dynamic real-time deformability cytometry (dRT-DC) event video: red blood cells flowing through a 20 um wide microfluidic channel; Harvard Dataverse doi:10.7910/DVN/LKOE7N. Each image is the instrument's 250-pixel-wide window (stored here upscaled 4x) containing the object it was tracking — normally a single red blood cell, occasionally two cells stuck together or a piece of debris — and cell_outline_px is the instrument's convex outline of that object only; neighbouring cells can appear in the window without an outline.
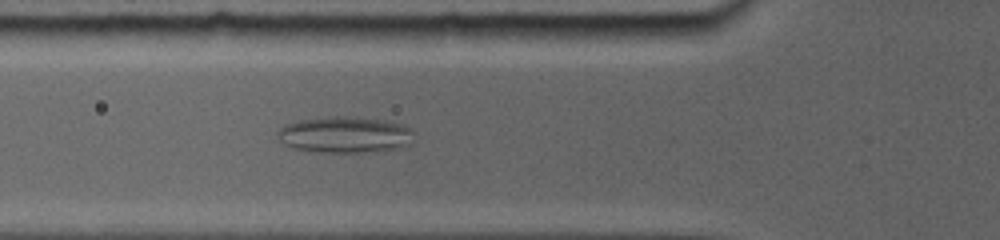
{"species": "common noctule bat (a hibernating species)", "species_latin": "Nyctalus noctula", "temperature_condition": "room temperature", "stored_images_in_passage": 74, "camera_frame_rate_fps": 5000, "um_per_image_px": 0.085, "animal": {"sex": "female", "body_mass_g": 19.0, "forearm_length_mm": 56.7}, "frame": {"image": 1, "passage_image": 27, "time_ms": 6.6, "image_size_px": [1000, 240], "cell_outline_px": [[404, 132], [396, 144], [392, 148], [356, 152], [320, 152], [296, 148], [288, 144], [280, 132], [288, 124], [304, 120], [332, 116], [344, 116], [376, 120], [396, 124], [404, 128]], "centroid_in_image_um": [29.08, 11.44], "position_along_channel_um": 96.7, "area_um2": 25.55}}
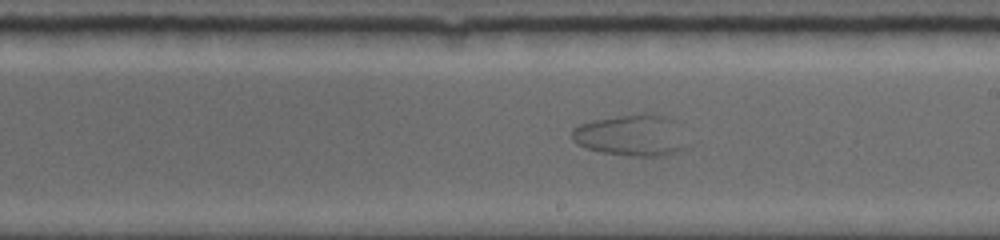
{"frame": {"image": 2, "passage_image": 43, "time_ms": 10.6, "image_size_px": [1000, 240], "cell_outline_px": [[684, 148], [680, 152], [664, 156], [628, 156], [600, 152], [584, 148], [576, 144], [572, 140], [572, 128], [580, 124], [596, 120], [616, 116], [644, 112], [668, 116], [672, 120]], "centroid_in_image_um": [53.56, 11.51], "position_along_channel_um": 235.4, "area_um2": 27.46}}
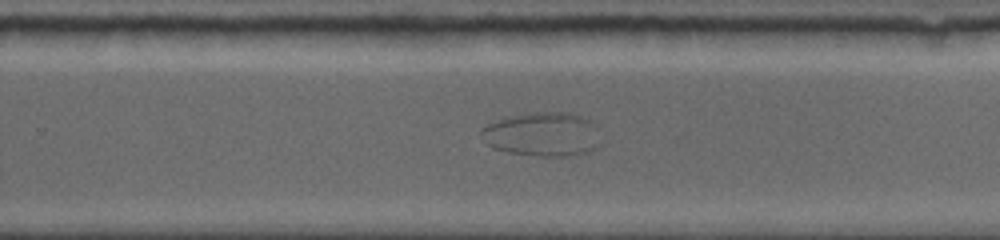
{"frame": {"image": 3, "passage_image": 49, "time_ms": 12.0, "image_size_px": [1000, 240], "cell_outline_px": [[604, 140], [596, 148], [588, 152], [576, 156], [544, 156], [508, 152], [492, 148], [488, 144], [480, 132], [488, 124], [508, 116], [532, 112], [568, 112], [580, 116], [588, 120], [592, 124]], "centroid_in_image_um": [46.17, 11.42], "position_along_channel_um": 283.6, "area_um2": 30.69}}